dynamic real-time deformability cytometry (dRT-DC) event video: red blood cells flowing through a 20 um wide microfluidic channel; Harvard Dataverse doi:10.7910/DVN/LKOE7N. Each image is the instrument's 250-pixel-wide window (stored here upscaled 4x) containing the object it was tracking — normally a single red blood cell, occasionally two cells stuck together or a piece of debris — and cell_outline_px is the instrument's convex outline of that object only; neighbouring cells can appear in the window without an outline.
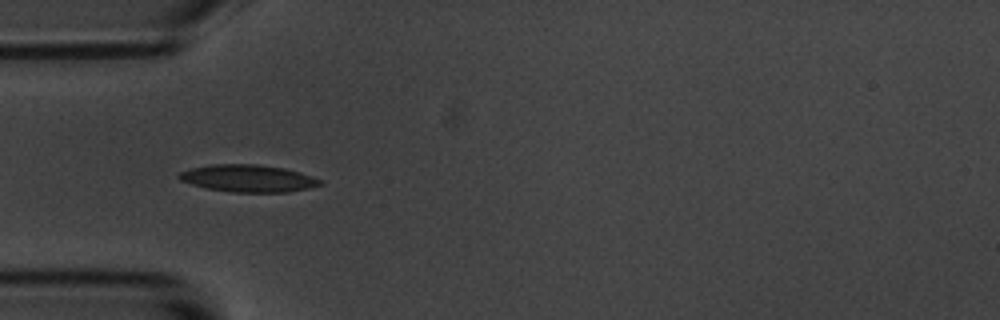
{"species": "common noctule bat (a hibernating species)", "species_latin": "Nyctalus noctula", "temperature_condition": "room temperature", "stored_images_in_passage": 5, "camera_frame_rate_fps": 3000, "um_per_image_px": 0.085, "animal": {"sex": "male", "body_mass_g": 20.1, "forearm_length_mm": 53.5}, "frame": {"image": 1, "passage_image": 4, "time_ms": 3.667, "image_size_px": [1000, 320], "cell_outline_px": [[324, 184], [308, 188], [288, 192], [232, 192], [204, 188], [180, 180], [176, 176], [180, 172], [192, 168], [212, 164], [256, 164], [284, 168], [300, 172], [312, 176], [320, 180]], "centroid_in_image_um": [21.08, 15.16], "position_along_channel_um": 63.9, "area_um2": 22.37}}
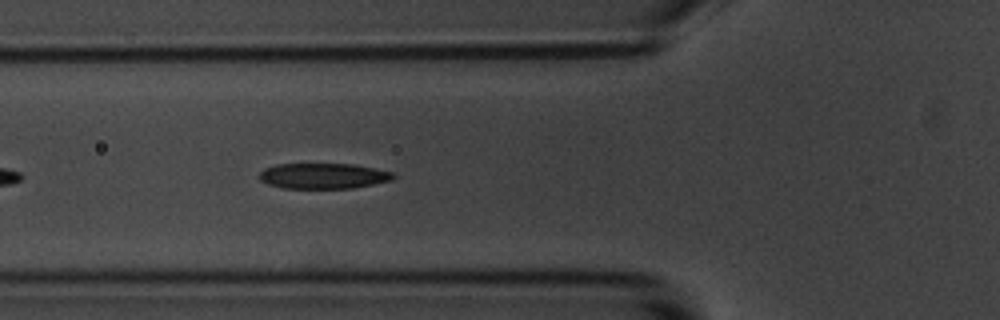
{"frame": {"image": 2, "passage_image": 5, "time_ms": 4.667, "image_size_px": [1000, 320], "cell_outline_px": [[396, 176], [392, 180], [352, 188], [284, 188], [268, 184], [260, 180], [260, 172], [264, 168], [276, 164], [352, 164], [392, 172]], "centroid_in_image_um": [27.46, 14.95], "position_along_channel_um": 98.3, "area_um2": 19.77}}